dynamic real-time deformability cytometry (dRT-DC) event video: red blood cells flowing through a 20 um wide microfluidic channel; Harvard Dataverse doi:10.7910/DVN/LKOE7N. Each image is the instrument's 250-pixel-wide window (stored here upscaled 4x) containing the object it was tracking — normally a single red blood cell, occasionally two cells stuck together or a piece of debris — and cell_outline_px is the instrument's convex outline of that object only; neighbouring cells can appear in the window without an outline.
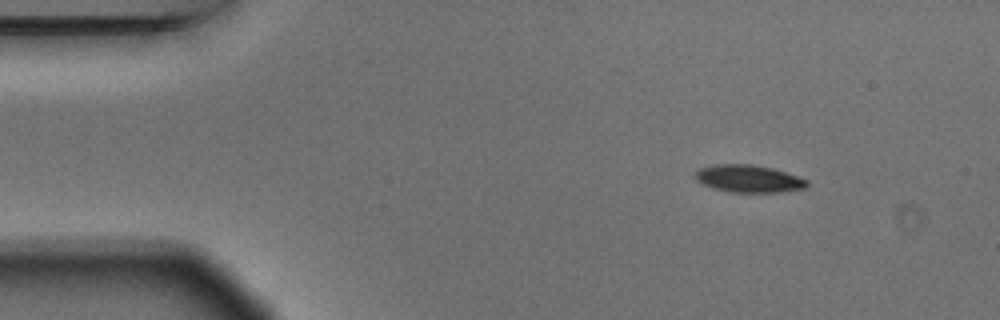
{"species": "Egyptian fruit bat (a non-hibernating species)", "species_latin": "Rousettus aegyptiacus", "temperature_condition": "warm", "stored_images_in_passage": 3, "camera_frame_rate_fps": 3000, "um_per_image_px": 0.085, "animal": {"sex": "male"}, "frame": {"image": 1, "passage_image": 1, "time_ms": 0.0, "image_size_px": [1000, 320], "cell_outline_px": [[808, 184], [804, 188], [780, 192], [728, 192], [712, 188], [696, 180], [696, 172], [700, 168], [716, 164], [752, 164], [772, 168], [808, 180]], "centroid_in_image_um": [63.62, 15.19], "position_along_channel_um": 21.4, "area_um2": 17.69}}